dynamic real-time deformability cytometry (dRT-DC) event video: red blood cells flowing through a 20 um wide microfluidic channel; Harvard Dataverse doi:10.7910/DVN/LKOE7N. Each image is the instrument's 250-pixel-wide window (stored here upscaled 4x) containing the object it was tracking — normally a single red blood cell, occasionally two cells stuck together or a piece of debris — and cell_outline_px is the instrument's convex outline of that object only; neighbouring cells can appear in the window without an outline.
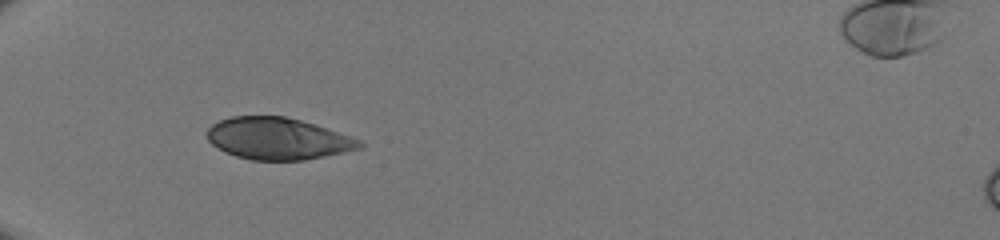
{"species": "human", "species_latin": "Homo sapiens", "temperature_condition": "room temperature", "stored_images_in_passage": 33, "camera_frame_rate_fps": 3000, "um_per_image_px": 0.085, "donor": {"sex": "male"}, "frame": {"image": 1, "passage_image": 2, "time_ms": 0.333, "image_size_px": [1000, 240], "cell_outline_px": [[364, 144], [360, 148], [324, 156], [304, 160], [252, 160], [236, 156], [212, 144], [208, 140], [208, 128], [212, 124], [220, 120], [232, 116], [284, 116], [316, 124], [360, 140]], "centroid_in_image_um": [23.61, 11.77], "position_along_channel_um": 61.4, "area_um2": 36.76}}
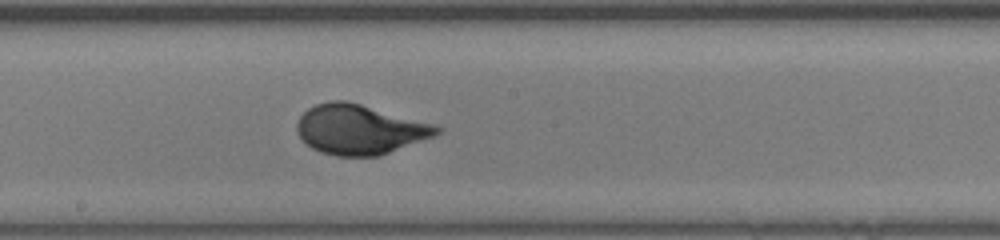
{"frame": {"image": 2, "passage_image": 14, "time_ms": 4.333, "image_size_px": [1000, 240], "cell_outline_px": [[444, 128], [440, 132], [432, 136], [380, 156], [336, 156], [312, 148], [300, 136], [296, 128], [296, 124], [300, 116], [308, 108], [316, 104], [328, 100], [348, 100], [432, 124]], "centroid_in_image_um": [30.55, 10.99], "position_along_channel_um": 217.7, "area_um2": 40.17}}
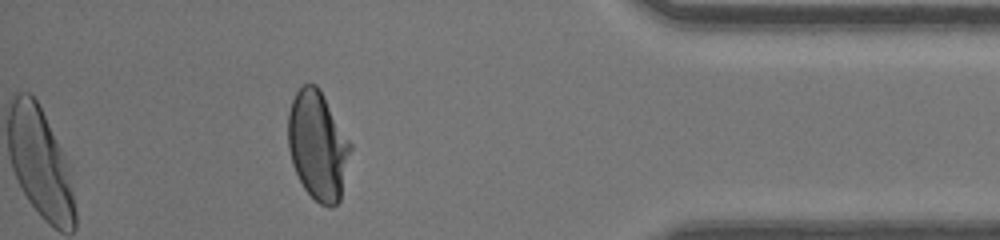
{"frame": {"image": 3, "passage_image": 29, "time_ms": 9.333, "image_size_px": [1000, 240], "cell_outline_px": [[352, 148], [340, 200], [332, 208], [328, 208], [320, 204], [304, 188], [292, 164], [288, 148], [288, 112], [292, 100], [296, 92], [304, 84], [316, 84], [320, 88], [352, 144]], "centroid_in_image_um": [27.02, 12.37], "position_along_channel_um": 408.2, "area_um2": 39.71}}